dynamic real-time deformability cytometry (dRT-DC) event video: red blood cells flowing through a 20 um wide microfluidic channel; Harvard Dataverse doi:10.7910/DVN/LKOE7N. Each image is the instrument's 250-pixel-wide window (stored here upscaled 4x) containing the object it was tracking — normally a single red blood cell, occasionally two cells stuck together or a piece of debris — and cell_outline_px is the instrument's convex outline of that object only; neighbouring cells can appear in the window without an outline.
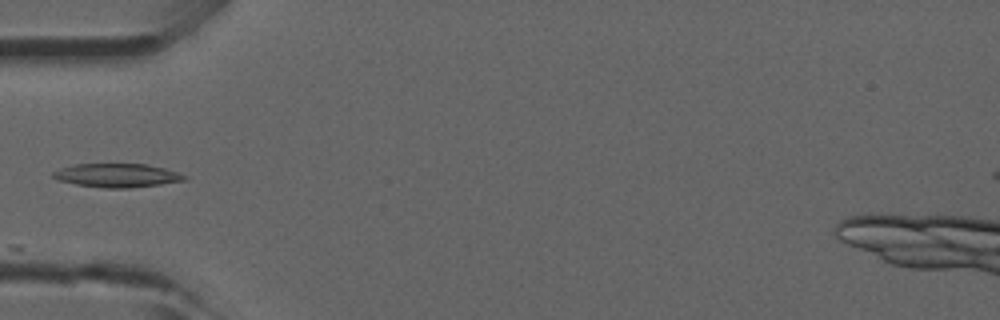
{"species": "common noctule bat (a hibernating species)", "species_latin": "Nyctalus noctula", "temperature_condition": "room temperature", "stored_images_in_passage": 7, "camera_frame_rate_fps": 3000, "um_per_image_px": 0.085, "animal": {"sex": "male", "forearm_length_mm": 52.5}, "frame": {"image": 1, "passage_image": 1, "time_ms": 0.0, "image_size_px": [1000, 320], "cell_outline_px": [[188, 180], [132, 188], [104, 188], [76, 184], [60, 180], [52, 176], [52, 172], [60, 168], [76, 164], [148, 164], [164, 168], [188, 176]], "centroid_in_image_um": [9.98, 14.91], "position_along_channel_um": 75.0, "area_um2": 18.09}}